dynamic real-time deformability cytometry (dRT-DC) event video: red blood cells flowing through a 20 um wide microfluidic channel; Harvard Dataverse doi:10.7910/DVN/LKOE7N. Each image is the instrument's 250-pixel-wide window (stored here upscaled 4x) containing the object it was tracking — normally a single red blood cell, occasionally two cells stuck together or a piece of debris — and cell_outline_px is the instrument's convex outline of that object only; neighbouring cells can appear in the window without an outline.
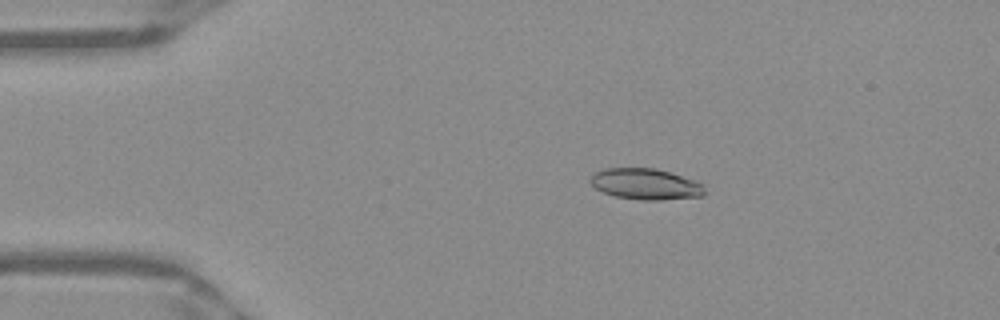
{"species": "Egyptian fruit bat (a non-hibernating species)", "species_latin": "Rousettus aegyptiacus", "temperature_condition": "warm", "stored_images_in_passage": 48, "camera_frame_rate_fps": 3000, "um_per_image_px": 0.085, "frame": {"image": 1, "passage_image": 6, "time_ms": 1.667, "image_size_px": [1000, 320], "cell_outline_px": [[704, 196], [660, 200], [644, 200], [616, 196], [604, 192], [588, 184], [588, 180], [592, 172], [604, 168], [656, 168], [696, 180], [704, 184]], "centroid_in_image_um": [54.85, 15.63], "position_along_channel_um": 30.2, "area_um2": 20.92}}
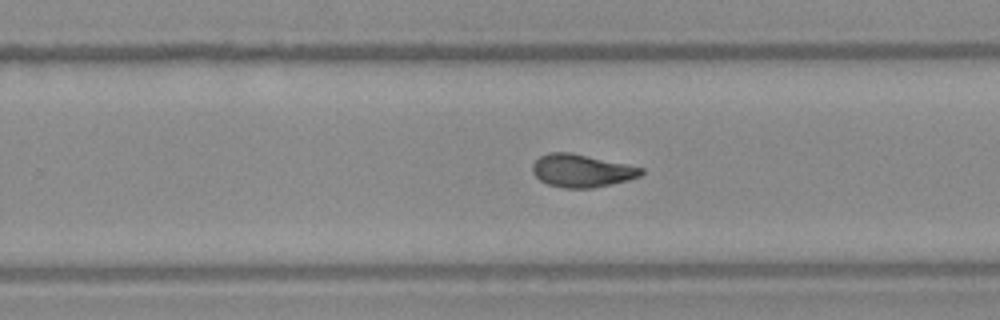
{"frame": {"image": 2, "passage_image": 29, "time_ms": 9.333, "image_size_px": [1000, 320], "cell_outline_px": [[644, 172], [640, 176], [628, 180], [592, 188], [564, 188], [548, 184], [540, 180], [532, 172], [532, 164], [540, 156], [548, 152], [572, 152], [644, 168]], "centroid_in_image_um": [49.43, 14.5], "position_along_channel_um": 280.4, "area_um2": 20.81}}
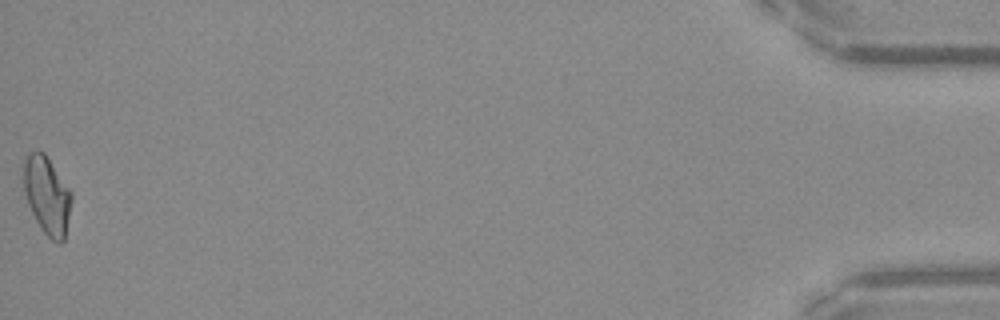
{"frame": {"image": 3, "passage_image": 48, "time_ms": 15.667, "image_size_px": [1000, 320], "cell_outline_px": [[72, 200], [64, 240], [60, 244], [52, 240], [40, 228], [28, 204], [24, 192], [24, 156], [28, 152], [44, 152], [72, 192]], "centroid_in_image_um": [4.0, 16.6], "position_along_channel_um": 431.2, "area_um2": 21.62}, "authors_computed_cell_mechanics": {"area_um2": 20.8658, "velocity_mm_per_s": 3.9527, "shape_relaxation_time_tau1_ms": null, "shape_relaxation_time_tau2_ms": 2.1802, "deformation_change_tau1": null, "deformation_change_tau2": 0.0778}}